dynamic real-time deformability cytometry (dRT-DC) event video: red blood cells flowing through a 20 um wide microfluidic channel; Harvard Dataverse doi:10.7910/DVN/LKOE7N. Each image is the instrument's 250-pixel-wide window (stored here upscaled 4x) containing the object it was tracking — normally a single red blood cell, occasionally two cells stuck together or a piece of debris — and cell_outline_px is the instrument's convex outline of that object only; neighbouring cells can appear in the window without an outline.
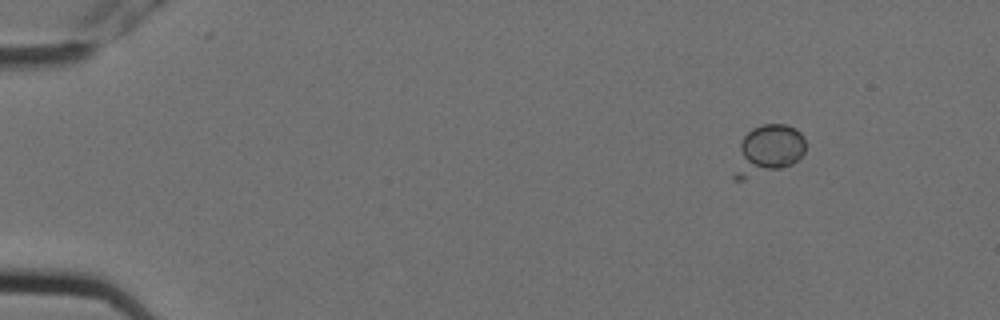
{"species": "Egyptian fruit bat (a non-hibernating species)", "species_latin": "Rousettus aegyptiacus", "temperature_condition": "cold", "stored_images_in_passage": 6, "camera_frame_rate_fps": 3000, "um_per_image_px": 0.085, "animal": {"sex": "female"}, "frame": {"image": 1, "passage_image": 3, "time_ms": 0.667, "image_size_px": [1000, 320], "cell_outline_px": [[804, 152], [792, 164], [744, 180], [732, 180], [732, 176], [740, 144], [744, 136], [752, 128], [764, 124], [784, 124], [796, 128], [804, 136]], "centroid_in_image_um": [65.25, 12.77], "position_along_channel_um": 19.8, "area_um2": 20.63}}